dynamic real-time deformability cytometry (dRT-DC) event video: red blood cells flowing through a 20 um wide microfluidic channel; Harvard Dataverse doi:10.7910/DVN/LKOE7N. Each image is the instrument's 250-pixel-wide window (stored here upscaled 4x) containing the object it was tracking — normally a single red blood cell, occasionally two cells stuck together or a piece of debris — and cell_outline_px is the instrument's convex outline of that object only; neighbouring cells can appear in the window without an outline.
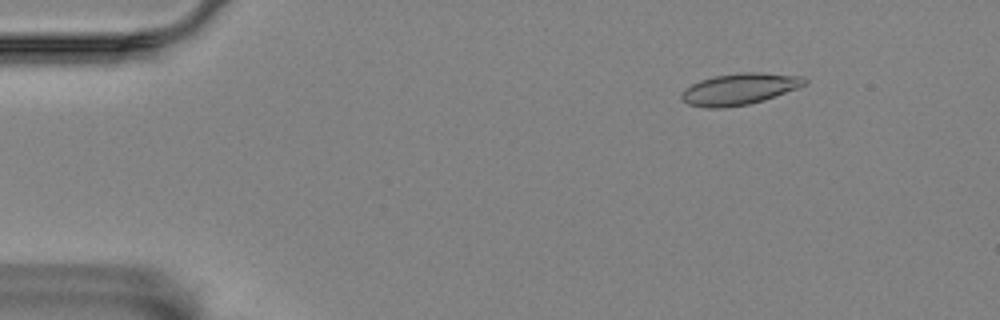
{"species": "Egyptian fruit bat (a non-hibernating species)", "species_latin": "Rousettus aegyptiacus", "temperature_condition": "room temperature", "stored_images_in_passage": 4, "camera_frame_rate_fps": 3000, "um_per_image_px": 0.085, "animal": {"sex": "female"}, "frame": {"image": 1, "passage_image": 2, "time_ms": 1.0, "image_size_px": [1000, 320], "cell_outline_px": [[808, 84], [764, 100], [748, 104], [720, 108], [708, 108], [688, 104], [680, 96], [684, 88], [700, 80], [712, 76], [740, 72], [760, 72], [804, 76], [808, 80]], "centroid_in_image_um": [62.87, 7.55], "position_along_channel_um": 22.1, "area_um2": 22.66}}